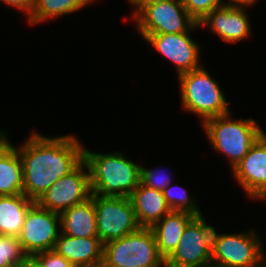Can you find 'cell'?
<instances>
[{"label":"cell","mask_w":266,"mask_h":267,"mask_svg":"<svg viewBox=\"0 0 266 267\" xmlns=\"http://www.w3.org/2000/svg\"><path fill=\"white\" fill-rule=\"evenodd\" d=\"M17 150L23 166V194L37 202L83 161L84 146L74 135L47 137L32 132Z\"/></svg>","instance_id":"1"},{"label":"cell","mask_w":266,"mask_h":267,"mask_svg":"<svg viewBox=\"0 0 266 267\" xmlns=\"http://www.w3.org/2000/svg\"><path fill=\"white\" fill-rule=\"evenodd\" d=\"M83 161L89 170L92 194L129 197L140 184V165L121 151L98 153L85 149Z\"/></svg>","instance_id":"2"},{"label":"cell","mask_w":266,"mask_h":267,"mask_svg":"<svg viewBox=\"0 0 266 267\" xmlns=\"http://www.w3.org/2000/svg\"><path fill=\"white\" fill-rule=\"evenodd\" d=\"M230 113L212 117L202 123L212 149L225 154L231 171L247 155L249 149L264 133L253 118L232 120Z\"/></svg>","instance_id":"3"},{"label":"cell","mask_w":266,"mask_h":267,"mask_svg":"<svg viewBox=\"0 0 266 267\" xmlns=\"http://www.w3.org/2000/svg\"><path fill=\"white\" fill-rule=\"evenodd\" d=\"M136 28L146 38L153 34L185 33L199 28L180 0H128Z\"/></svg>","instance_id":"4"},{"label":"cell","mask_w":266,"mask_h":267,"mask_svg":"<svg viewBox=\"0 0 266 267\" xmlns=\"http://www.w3.org/2000/svg\"><path fill=\"white\" fill-rule=\"evenodd\" d=\"M178 80L181 106L185 111L198 115L201 123L209 118L230 113V102L216 79L214 80L204 67L180 74Z\"/></svg>","instance_id":"5"},{"label":"cell","mask_w":266,"mask_h":267,"mask_svg":"<svg viewBox=\"0 0 266 267\" xmlns=\"http://www.w3.org/2000/svg\"><path fill=\"white\" fill-rule=\"evenodd\" d=\"M104 267H165L158 252L154 232L140 227L137 231L104 244Z\"/></svg>","instance_id":"6"},{"label":"cell","mask_w":266,"mask_h":267,"mask_svg":"<svg viewBox=\"0 0 266 267\" xmlns=\"http://www.w3.org/2000/svg\"><path fill=\"white\" fill-rule=\"evenodd\" d=\"M261 237L254 230L221 233L211 253V267H264L266 257Z\"/></svg>","instance_id":"7"},{"label":"cell","mask_w":266,"mask_h":267,"mask_svg":"<svg viewBox=\"0 0 266 267\" xmlns=\"http://www.w3.org/2000/svg\"><path fill=\"white\" fill-rule=\"evenodd\" d=\"M96 210L98 238L103 244L137 231L140 226L129 197L91 194Z\"/></svg>","instance_id":"8"},{"label":"cell","mask_w":266,"mask_h":267,"mask_svg":"<svg viewBox=\"0 0 266 267\" xmlns=\"http://www.w3.org/2000/svg\"><path fill=\"white\" fill-rule=\"evenodd\" d=\"M60 214L35 202L28 210L18 240L27 256L53 250L61 232Z\"/></svg>","instance_id":"9"},{"label":"cell","mask_w":266,"mask_h":267,"mask_svg":"<svg viewBox=\"0 0 266 267\" xmlns=\"http://www.w3.org/2000/svg\"><path fill=\"white\" fill-rule=\"evenodd\" d=\"M91 194L89 170L87 164L82 161L73 171L58 179L37 203L47 210L60 214L86 201Z\"/></svg>","instance_id":"10"},{"label":"cell","mask_w":266,"mask_h":267,"mask_svg":"<svg viewBox=\"0 0 266 267\" xmlns=\"http://www.w3.org/2000/svg\"><path fill=\"white\" fill-rule=\"evenodd\" d=\"M192 39L189 31L177 34H153L148 35L144 40L176 65L179 76L202 67L199 61L200 47Z\"/></svg>","instance_id":"11"},{"label":"cell","mask_w":266,"mask_h":267,"mask_svg":"<svg viewBox=\"0 0 266 267\" xmlns=\"http://www.w3.org/2000/svg\"><path fill=\"white\" fill-rule=\"evenodd\" d=\"M236 182L252 199L266 200V133L249 149L232 170Z\"/></svg>","instance_id":"12"},{"label":"cell","mask_w":266,"mask_h":267,"mask_svg":"<svg viewBox=\"0 0 266 267\" xmlns=\"http://www.w3.org/2000/svg\"><path fill=\"white\" fill-rule=\"evenodd\" d=\"M249 20L245 8L222 5L200 21L199 26H208L221 40L235 44L251 34Z\"/></svg>","instance_id":"13"},{"label":"cell","mask_w":266,"mask_h":267,"mask_svg":"<svg viewBox=\"0 0 266 267\" xmlns=\"http://www.w3.org/2000/svg\"><path fill=\"white\" fill-rule=\"evenodd\" d=\"M165 267H211V252L204 245L199 225L192 219L184 229Z\"/></svg>","instance_id":"14"},{"label":"cell","mask_w":266,"mask_h":267,"mask_svg":"<svg viewBox=\"0 0 266 267\" xmlns=\"http://www.w3.org/2000/svg\"><path fill=\"white\" fill-rule=\"evenodd\" d=\"M54 250L73 266L103 264L104 244L98 237H71L60 232Z\"/></svg>","instance_id":"15"},{"label":"cell","mask_w":266,"mask_h":267,"mask_svg":"<svg viewBox=\"0 0 266 267\" xmlns=\"http://www.w3.org/2000/svg\"><path fill=\"white\" fill-rule=\"evenodd\" d=\"M0 131V196L23 193V166L17 147Z\"/></svg>","instance_id":"16"},{"label":"cell","mask_w":266,"mask_h":267,"mask_svg":"<svg viewBox=\"0 0 266 267\" xmlns=\"http://www.w3.org/2000/svg\"><path fill=\"white\" fill-rule=\"evenodd\" d=\"M140 227L151 228L171 210L166 204L163 192L139 184L129 196Z\"/></svg>","instance_id":"17"},{"label":"cell","mask_w":266,"mask_h":267,"mask_svg":"<svg viewBox=\"0 0 266 267\" xmlns=\"http://www.w3.org/2000/svg\"><path fill=\"white\" fill-rule=\"evenodd\" d=\"M60 228L62 234L71 237H98L93 198L61 212Z\"/></svg>","instance_id":"18"},{"label":"cell","mask_w":266,"mask_h":267,"mask_svg":"<svg viewBox=\"0 0 266 267\" xmlns=\"http://www.w3.org/2000/svg\"><path fill=\"white\" fill-rule=\"evenodd\" d=\"M193 217L194 214L187 211H170L151 227L156 238L158 252L164 260L173 253L185 227Z\"/></svg>","instance_id":"19"},{"label":"cell","mask_w":266,"mask_h":267,"mask_svg":"<svg viewBox=\"0 0 266 267\" xmlns=\"http://www.w3.org/2000/svg\"><path fill=\"white\" fill-rule=\"evenodd\" d=\"M35 201L22 194L0 196V234L18 237L29 208Z\"/></svg>","instance_id":"20"},{"label":"cell","mask_w":266,"mask_h":267,"mask_svg":"<svg viewBox=\"0 0 266 267\" xmlns=\"http://www.w3.org/2000/svg\"><path fill=\"white\" fill-rule=\"evenodd\" d=\"M96 0H35L29 24L36 25L51 18L72 14Z\"/></svg>","instance_id":"21"},{"label":"cell","mask_w":266,"mask_h":267,"mask_svg":"<svg viewBox=\"0 0 266 267\" xmlns=\"http://www.w3.org/2000/svg\"><path fill=\"white\" fill-rule=\"evenodd\" d=\"M163 196L171 211H187L194 215L202 213L195 199L193 200L192 195L190 196L184 187L180 188L179 185L173 186L170 184L163 191Z\"/></svg>","instance_id":"22"},{"label":"cell","mask_w":266,"mask_h":267,"mask_svg":"<svg viewBox=\"0 0 266 267\" xmlns=\"http://www.w3.org/2000/svg\"><path fill=\"white\" fill-rule=\"evenodd\" d=\"M26 257L18 237L0 234V267H18Z\"/></svg>","instance_id":"23"},{"label":"cell","mask_w":266,"mask_h":267,"mask_svg":"<svg viewBox=\"0 0 266 267\" xmlns=\"http://www.w3.org/2000/svg\"><path fill=\"white\" fill-rule=\"evenodd\" d=\"M188 14L199 23L215 8L223 5V0H180Z\"/></svg>","instance_id":"24"},{"label":"cell","mask_w":266,"mask_h":267,"mask_svg":"<svg viewBox=\"0 0 266 267\" xmlns=\"http://www.w3.org/2000/svg\"><path fill=\"white\" fill-rule=\"evenodd\" d=\"M155 168L140 167V184L153 188L155 190L164 191L170 184L171 179L169 174L163 173ZM166 174V175H165Z\"/></svg>","instance_id":"25"},{"label":"cell","mask_w":266,"mask_h":267,"mask_svg":"<svg viewBox=\"0 0 266 267\" xmlns=\"http://www.w3.org/2000/svg\"><path fill=\"white\" fill-rule=\"evenodd\" d=\"M202 213L195 214L193 220L199 225L201 236L203 237L204 245L212 253L216 248L217 242L220 239L221 234L217 233L215 228L209 224L204 219Z\"/></svg>","instance_id":"26"},{"label":"cell","mask_w":266,"mask_h":267,"mask_svg":"<svg viewBox=\"0 0 266 267\" xmlns=\"http://www.w3.org/2000/svg\"><path fill=\"white\" fill-rule=\"evenodd\" d=\"M34 257L43 267H74L65 257L58 254L54 249L37 253Z\"/></svg>","instance_id":"27"},{"label":"cell","mask_w":266,"mask_h":267,"mask_svg":"<svg viewBox=\"0 0 266 267\" xmlns=\"http://www.w3.org/2000/svg\"><path fill=\"white\" fill-rule=\"evenodd\" d=\"M8 6H12L16 9L23 10L22 12H26L28 16L31 14V11L34 7L35 0H0Z\"/></svg>","instance_id":"28"},{"label":"cell","mask_w":266,"mask_h":267,"mask_svg":"<svg viewBox=\"0 0 266 267\" xmlns=\"http://www.w3.org/2000/svg\"><path fill=\"white\" fill-rule=\"evenodd\" d=\"M226 1H223V5L238 8H244L245 6L247 8V6H254L258 0H228V2Z\"/></svg>","instance_id":"29"},{"label":"cell","mask_w":266,"mask_h":267,"mask_svg":"<svg viewBox=\"0 0 266 267\" xmlns=\"http://www.w3.org/2000/svg\"><path fill=\"white\" fill-rule=\"evenodd\" d=\"M18 267H43V266L34 256H27L26 259Z\"/></svg>","instance_id":"30"},{"label":"cell","mask_w":266,"mask_h":267,"mask_svg":"<svg viewBox=\"0 0 266 267\" xmlns=\"http://www.w3.org/2000/svg\"><path fill=\"white\" fill-rule=\"evenodd\" d=\"M74 267H104L103 264L92 265V266H74Z\"/></svg>","instance_id":"31"}]
</instances>
